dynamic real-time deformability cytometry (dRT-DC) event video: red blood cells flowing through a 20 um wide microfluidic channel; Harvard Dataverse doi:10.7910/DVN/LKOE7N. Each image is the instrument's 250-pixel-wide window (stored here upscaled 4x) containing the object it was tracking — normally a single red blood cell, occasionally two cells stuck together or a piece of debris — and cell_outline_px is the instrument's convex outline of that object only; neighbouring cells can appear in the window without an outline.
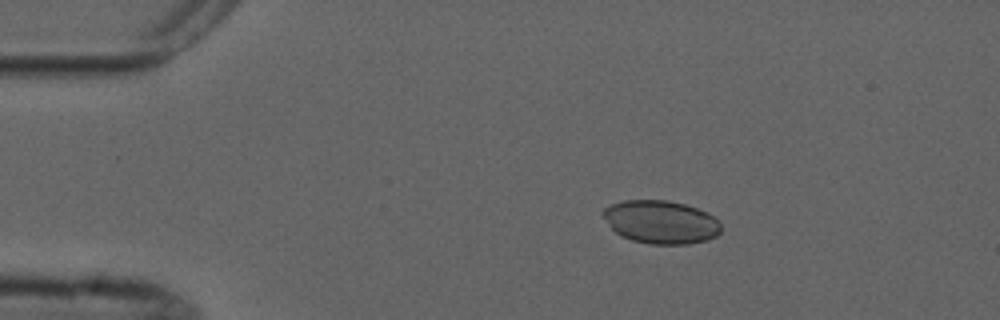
{"species": "common noctule bat (a hibernating species)", "species_latin": "Nyctalus noctula", "temperature_condition": "cold", "stored_images_in_passage": 9, "camera_frame_rate_fps": 3000, "um_per_image_px": 0.085, "animal": {"sex": "male", "forearm_length_mm": 52.5}, "frame": {"image": 1, "passage_image": 3, "time_ms": 2.333, "image_size_px": [1000, 320], "cell_outline_px": [[720, 232], [716, 236], [708, 240], [688, 244], [648, 244], [632, 240], [620, 236], [600, 216], [600, 212], [604, 208], [612, 204], [624, 200], [668, 200], [684, 204], [708, 212], [720, 224]], "centroid_in_image_um": [56.13, 18.87], "position_along_channel_um": 28.9, "area_um2": 29.88}}
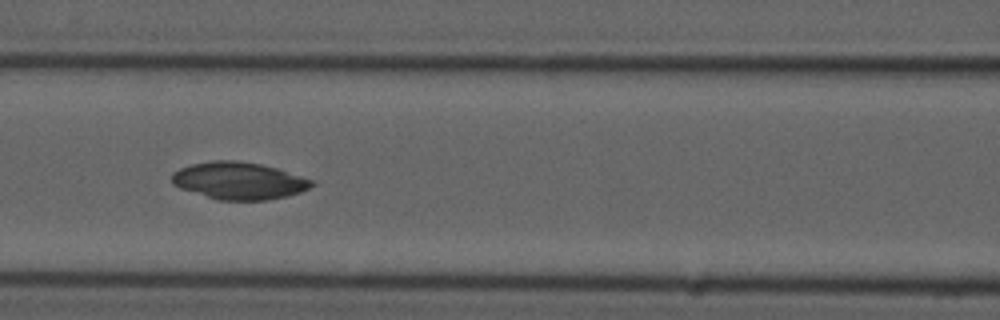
{"frame": {"image": 2, "passage_image": 7, "time_ms": 7.0, "image_size_px": [1000, 320], "cell_outline_px": [[316, 184], [300, 192], [288, 196], [268, 200], [216, 200], [180, 188], [172, 184], [172, 172], [180, 168], [192, 164], [212, 160], [236, 160], [260, 164], [276, 168], [316, 180]], "centroid_in_image_um": [20.32, 15.36], "position_along_channel_um": 146.3, "area_um2": 30.58}}
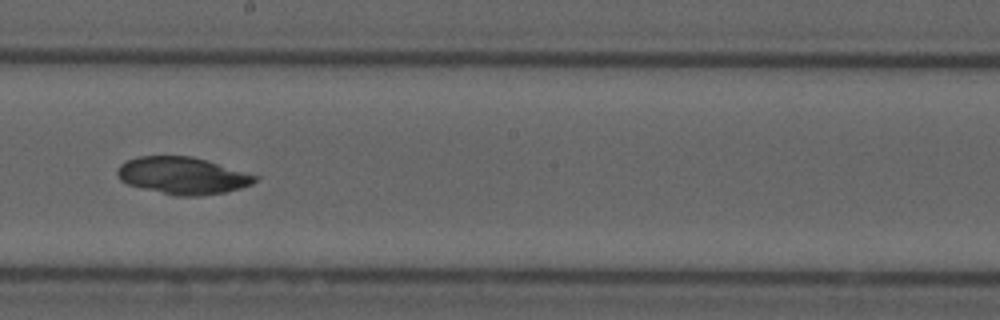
{"frame": {"image": 3, "passage_image": 9, "time_ms": 9.333, "image_size_px": [1000, 320], "cell_outline_px": [[260, 176], [252, 184], [240, 188], [224, 192], [200, 196], [176, 196], [128, 184], [120, 180], [116, 172], [120, 164], [128, 160], [140, 156], [192, 156]], "centroid_in_image_um": [15.53, 14.92], "position_along_channel_um": 232.7, "area_um2": 29.54}}